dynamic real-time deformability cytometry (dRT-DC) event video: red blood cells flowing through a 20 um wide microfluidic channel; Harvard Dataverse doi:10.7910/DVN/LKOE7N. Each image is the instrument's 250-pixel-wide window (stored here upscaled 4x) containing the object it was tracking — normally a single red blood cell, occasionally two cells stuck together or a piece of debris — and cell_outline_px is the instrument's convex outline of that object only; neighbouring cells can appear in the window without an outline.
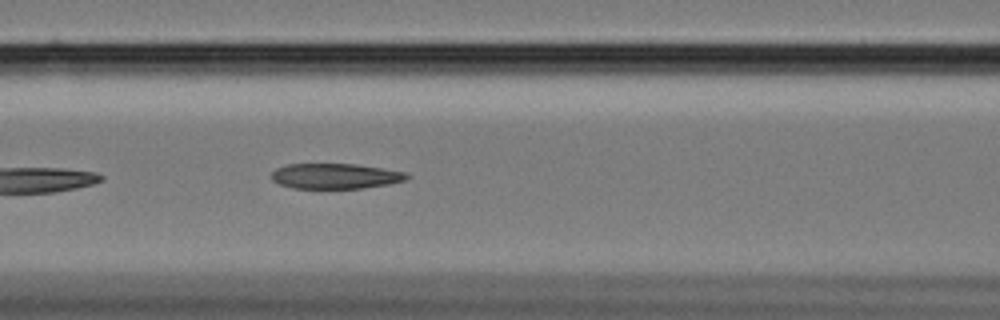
{"species": "Egyptian fruit bat (a non-hibernating species)", "species_latin": "Rousettus aegyptiacus", "temperature_condition": "cold", "stored_images_in_passage": 27, "camera_frame_rate_fps": 3000, "um_per_image_px": 0.085, "animal": {"sex": "female"}, "frame": {"image": 1, "passage_image": 9, "time_ms": 2.667, "image_size_px": [1000, 320], "cell_outline_px": [[412, 176], [404, 180], [388, 184], [364, 188], [292, 188], [280, 184], [272, 180], [272, 172], [276, 168], [288, 164], [356, 164], [408, 172]], "centroid_in_image_um": [28.53, 14.96], "position_along_channel_um": 138.1, "area_um2": 20.0}}
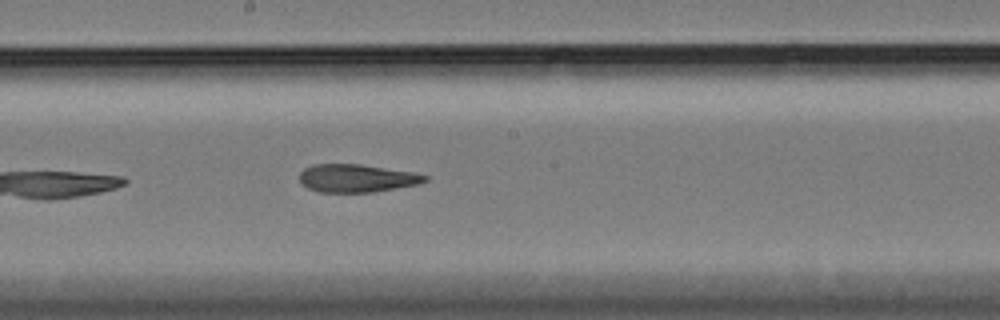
{"frame": {"image": 2, "passage_image": 16, "time_ms": 5.0, "image_size_px": [1000, 320], "cell_outline_px": [[428, 180], [420, 184], [372, 192], [320, 192], [308, 188], [300, 180], [300, 172], [304, 168], [312, 164], [360, 164], [412, 172], [428, 176]], "centroid_in_image_um": [30.32, 15.14], "position_along_channel_um": 217.9, "area_um2": 20.35}}
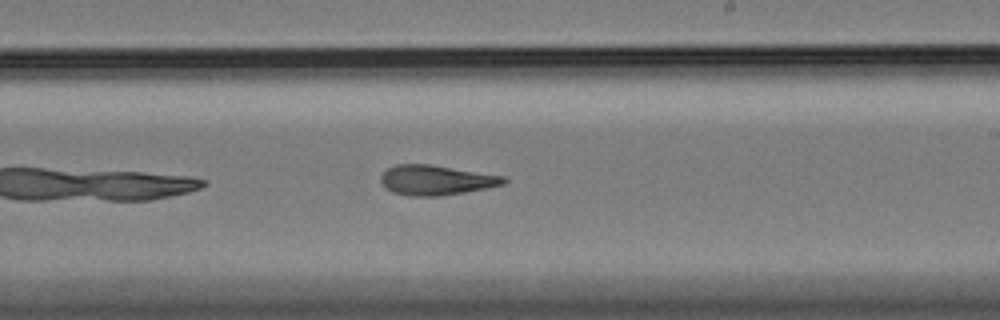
{"frame": {"image": 3, "passage_image": 19, "time_ms": 6.0, "image_size_px": [1000, 320], "cell_outline_px": [[508, 180], [504, 184], [488, 188], [440, 196], [408, 196], [392, 192], [384, 188], [380, 180], [380, 176], [388, 168], [396, 164], [428, 164], [504, 176]], "centroid_in_image_um": [37.03, 15.32], "position_along_channel_um": 252.0, "area_um2": 21.44}}